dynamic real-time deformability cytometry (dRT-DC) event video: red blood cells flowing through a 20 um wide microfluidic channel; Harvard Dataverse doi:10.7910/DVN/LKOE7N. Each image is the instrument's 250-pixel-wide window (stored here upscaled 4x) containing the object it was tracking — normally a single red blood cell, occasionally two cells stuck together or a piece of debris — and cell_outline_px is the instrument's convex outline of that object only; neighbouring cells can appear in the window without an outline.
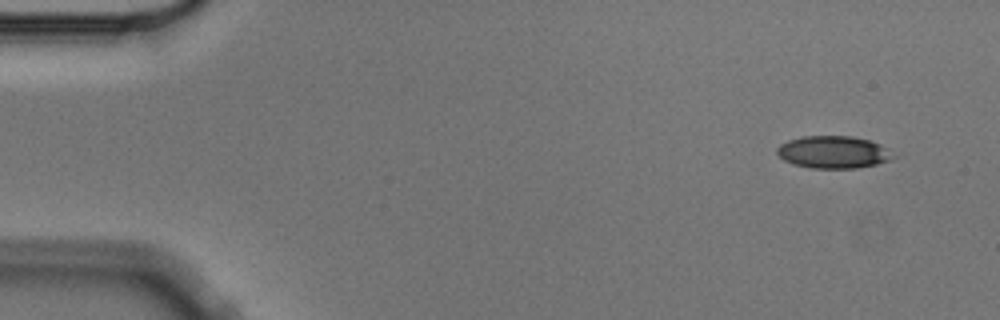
{"species": "Egyptian fruit bat (a non-hibernating species)", "species_latin": "Rousettus aegyptiacus", "temperature_condition": "cold", "stored_images_in_passage": 6, "camera_frame_rate_fps": 3000, "um_per_image_px": 0.085, "animal": {"sex": "male"}, "frame": {"image": 1, "passage_image": 1, "time_ms": 0.0, "image_size_px": [1000, 320], "cell_outline_px": [[896, 156], [892, 160], [876, 164], [856, 168], [812, 168], [796, 164], [784, 160], [776, 152], [776, 148], [780, 144], [788, 140], [800, 136], [852, 136], [868, 140], [880, 144]], "centroid_in_image_um": [70.83, 12.92], "position_along_channel_um": 14.2, "area_um2": 21.85}}
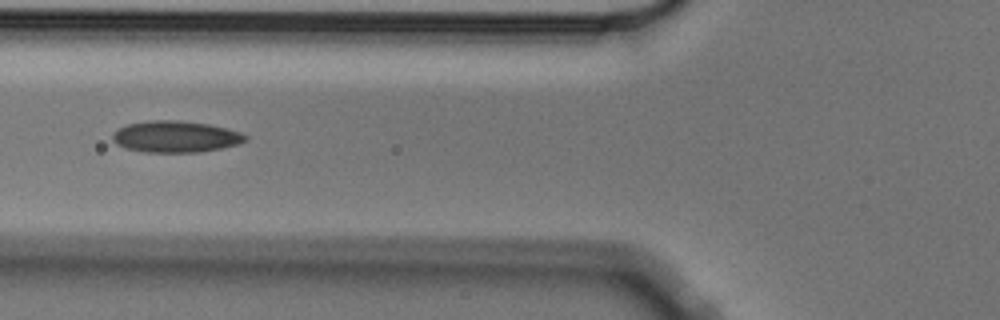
{"frame": {"image": 2, "passage_image": 5, "time_ms": 1.333, "image_size_px": [1000, 320], "cell_outline_px": [[248, 140], [240, 144], [200, 152], [144, 152], [124, 148], [116, 144], [112, 140], [112, 132], [128, 124], [148, 120], [176, 120], [208, 124], [228, 128], [240, 132], [248, 136]], "centroid_in_image_um": [14.93, 11.62], "position_along_channel_um": 110.9, "area_um2": 24.57}}
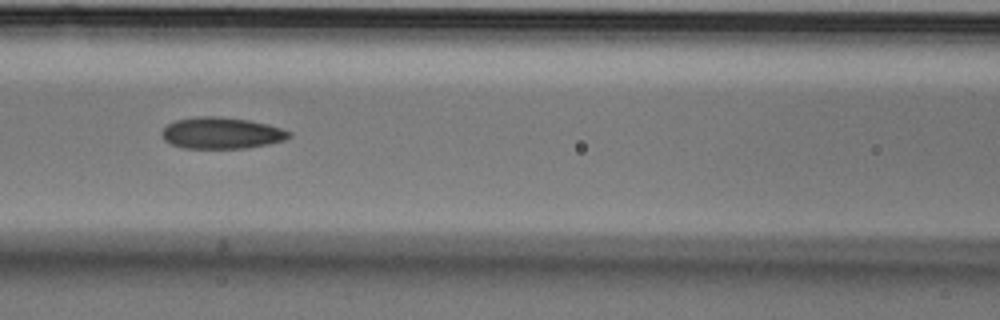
{"frame": {"image": 3, "passage_image": 6, "time_ms": 1.667, "image_size_px": [1000, 320], "cell_outline_px": [[292, 136], [284, 140], [268, 144], [248, 148], [184, 148], [172, 144], [164, 140], [160, 136], [160, 132], [168, 124], [176, 120], [196, 116], [220, 116], [248, 120], [268, 124], [292, 132]], "centroid_in_image_um": [18.82, 11.3], "position_along_channel_um": 147.8, "area_um2": 23.47}}